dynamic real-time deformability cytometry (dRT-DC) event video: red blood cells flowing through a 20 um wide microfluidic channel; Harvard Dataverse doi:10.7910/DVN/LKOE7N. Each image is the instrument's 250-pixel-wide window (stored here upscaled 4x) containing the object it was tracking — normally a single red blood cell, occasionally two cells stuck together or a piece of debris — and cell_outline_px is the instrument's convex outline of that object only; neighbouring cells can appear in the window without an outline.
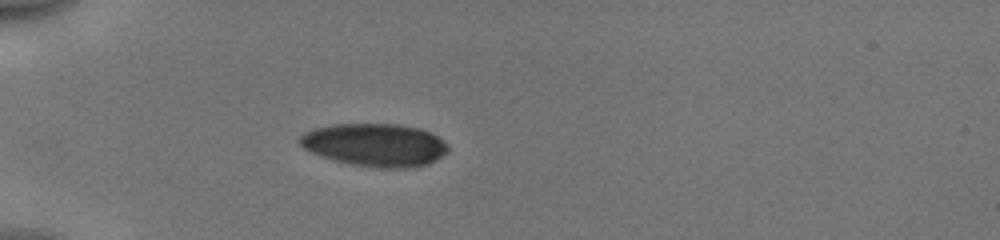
{"species": "human", "species_latin": "Homo sapiens", "temperature_condition": "cold", "stored_images_in_passage": 37, "camera_frame_rate_fps": 3000, "um_per_image_px": 0.085, "donor": {"sex": "male"}, "frame": {"image": 1, "passage_image": 1, "time_ms": 0.0, "image_size_px": [1000, 240], "cell_outline_px": [[448, 152], [436, 160], [428, 164], [412, 168], [372, 168], [352, 164], [320, 156], [304, 148], [296, 140], [304, 132], [316, 128], [336, 124], [396, 124], [420, 128], [444, 140], [448, 144]], "centroid_in_image_um": [31.89, 12.33], "position_along_channel_um": 53.1, "area_um2": 37.22}}
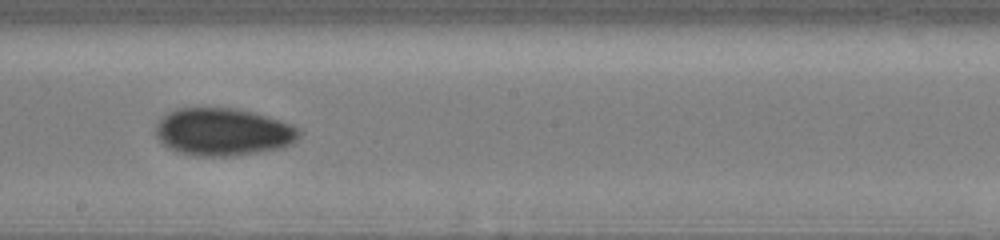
{"frame": {"image": 2, "passage_image": 16, "time_ms": 5.0, "image_size_px": [1000, 240], "cell_outline_px": [[304, 132], [292, 144], [284, 148], [236, 156], [196, 156], [176, 152], [168, 148], [156, 136], [156, 124], [168, 112], [176, 108], [236, 108], [268, 116], [292, 124], [300, 128]], "centroid_in_image_um": [19.01, 11.22], "position_along_channel_um": 229.2, "area_um2": 40.29}}
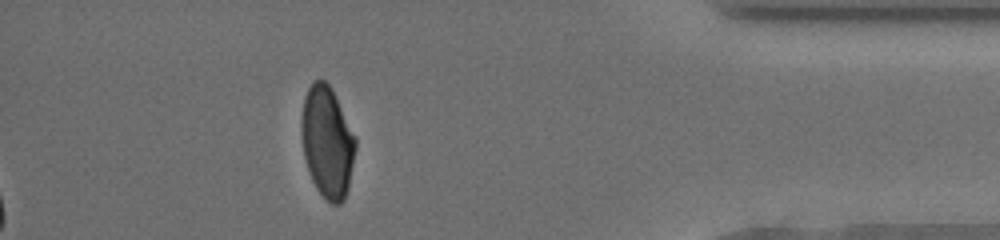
{"frame": {"image": 3, "passage_image": 32, "time_ms": 10.333, "image_size_px": [1000, 240], "cell_outline_px": [[356, 148], [348, 188], [344, 200], [340, 204], [332, 204], [324, 200], [316, 188], [312, 180], [304, 156], [300, 132], [300, 120], [304, 96], [312, 80], [324, 80], [332, 88], [356, 136]], "centroid_in_image_um": [27.81, 12.06], "position_along_channel_um": 407.4, "area_um2": 35.6}, "authors_computed_cell_mechanics": {"area_um2": 38.2636, "velocity_mm_per_s": 3.9792, "shape_relaxation_time_tau1_ms": 4.1939, "shape_relaxation_time_tau2_ms": 2.1669, "deformation_change_tau1": 0.1399, "deformation_change_tau2": 0.0537}}